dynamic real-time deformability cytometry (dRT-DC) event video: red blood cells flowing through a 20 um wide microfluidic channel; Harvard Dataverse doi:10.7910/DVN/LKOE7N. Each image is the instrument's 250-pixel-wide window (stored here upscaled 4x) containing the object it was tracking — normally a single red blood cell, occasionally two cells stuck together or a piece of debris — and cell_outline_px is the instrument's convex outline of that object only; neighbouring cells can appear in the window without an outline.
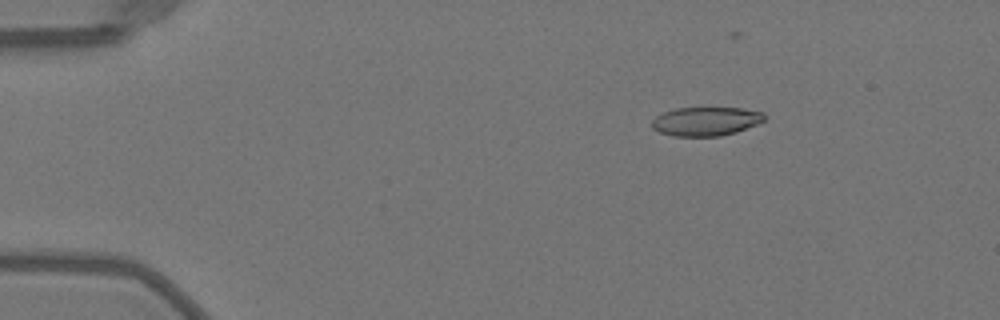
{"species": "Egyptian fruit bat (a non-hibernating species)", "species_latin": "Rousettus aegyptiacus", "temperature_condition": "warm", "stored_images_in_passage": 44, "camera_frame_rate_fps": 3000, "um_per_image_px": 0.085, "animal": {"sex": "female"}, "frame": {"image": 1, "passage_image": 1, "time_ms": 0.0, "image_size_px": [1000, 320], "cell_outline_px": [[768, 116], [760, 124], [736, 132], [720, 136], [672, 136], [660, 132], [652, 128], [652, 120], [656, 116], [664, 112], [676, 108], [740, 108], [764, 112]], "centroid_in_image_um": [60.05, 10.31], "position_along_channel_um": 25.0, "area_um2": 19.07}}
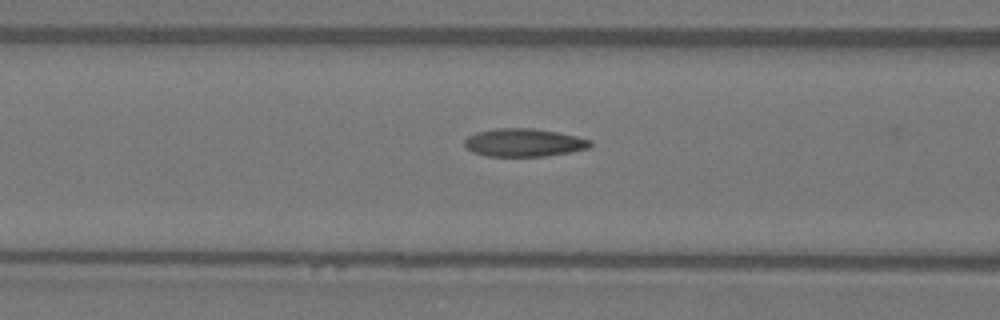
{"frame": {"image": 2, "passage_image": 14, "time_ms": 4.333, "image_size_px": [1000, 320], "cell_outline_px": [[592, 144], [588, 148], [572, 152], [544, 156], [484, 156], [472, 152], [464, 144], [464, 140], [468, 136], [476, 132], [496, 128], [532, 128], [556, 132], [576, 136], [592, 140]], "centroid_in_image_um": [44.52, 12.12], "position_along_channel_um": 122.1, "area_um2": 20.58}}
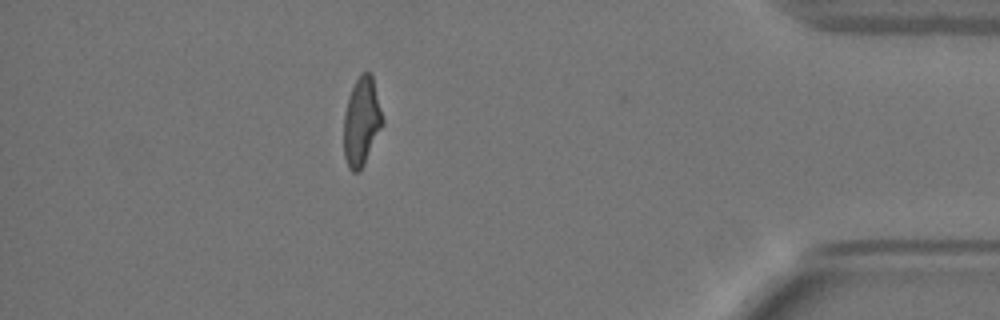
{"frame": {"image": 3, "passage_image": 38, "time_ms": 12.333, "image_size_px": [1000, 320], "cell_outline_px": [[384, 124], [360, 172], [352, 172], [348, 168], [344, 156], [344, 112], [352, 88], [356, 80], [364, 72], [372, 72], [384, 120]], "centroid_in_image_um": [30.75, 10.36], "position_along_channel_um": 404.5, "area_um2": 20.11}, "authors_computed_cell_mechanics": {"area_um2": 20.3456, "velocity_mm_per_s": 4.0611, "shape_relaxation_time_tau1_ms": null, "shape_relaxation_time_tau2_ms": 1.4994, "deformation_change_tau1": null, "deformation_change_tau2": 0.0785}}